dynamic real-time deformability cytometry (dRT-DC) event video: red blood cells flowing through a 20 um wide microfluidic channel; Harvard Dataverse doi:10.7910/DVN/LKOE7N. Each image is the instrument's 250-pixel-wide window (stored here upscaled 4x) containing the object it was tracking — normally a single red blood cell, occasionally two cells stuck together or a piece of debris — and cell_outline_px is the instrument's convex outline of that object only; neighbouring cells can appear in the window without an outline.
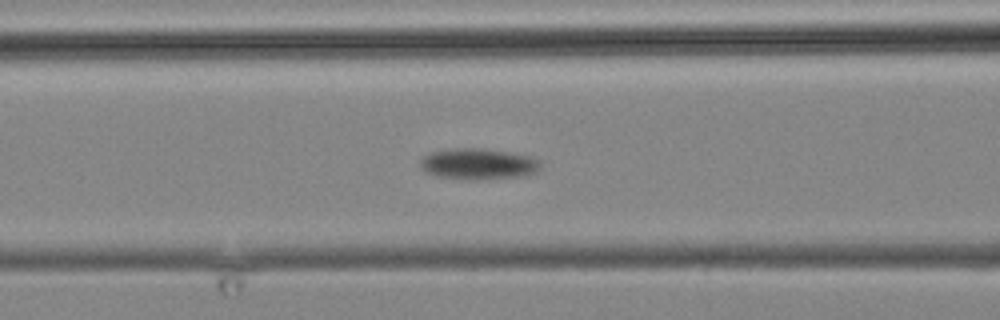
{"species": "common noctule bat (a hibernating species)", "species_latin": "Nyctalus noctula", "temperature_condition": "cold", "stored_images_in_passage": 20, "camera_frame_rate_fps": 3000, "um_per_image_px": 0.085, "animal": {"sex": "male", "body_mass_g": 19.2, "forearm_length_mm": 51.8}, "frame": {"image": 1, "passage_image": 15, "time_ms": 16.0, "image_size_px": [1000, 320], "cell_outline_px": [[540, 168], [532, 172], [520, 176], [476, 180], [436, 176], [420, 168], [420, 160], [424, 156], [432, 152], [448, 148], [484, 148], [532, 156], [540, 164]], "centroid_in_image_um": [40.6, 13.92], "position_along_channel_um": 126.0, "area_um2": 21.56}}
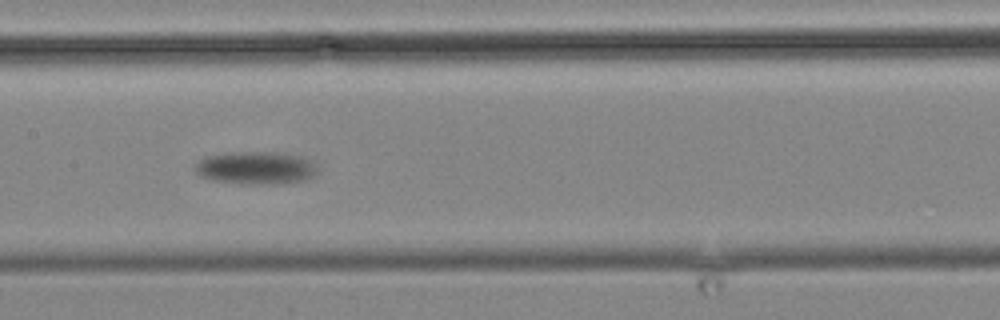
{"frame": {"image": 2, "passage_image": 17, "time_ms": 18.333, "image_size_px": [1000, 320], "cell_outline_px": [[316, 172], [312, 176], [304, 180], [280, 184], [244, 184], [212, 180], [200, 176], [192, 168], [204, 156], [232, 152], [272, 152], [300, 156], [308, 160], [312, 164]], "centroid_in_image_um": [21.66, 14.28], "position_along_channel_um": 185.7, "area_um2": 23.24}}
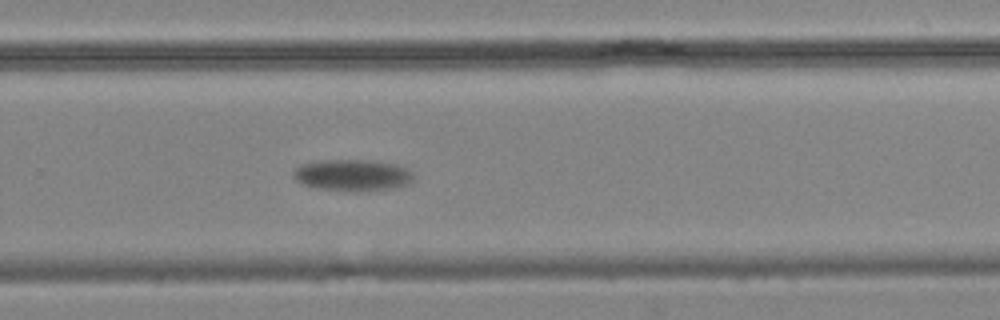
{"frame": {"image": 3, "passage_image": 20, "time_ms": 22.667, "image_size_px": [1000, 320], "cell_outline_px": [[412, 180], [404, 184], [392, 188], [316, 188], [304, 184], [296, 180], [292, 176], [292, 172], [300, 164], [324, 160], [376, 160], [400, 164], [408, 168], [412, 172]], "centroid_in_image_um": [29.95, 14.81], "position_along_channel_um": 299.9, "area_um2": 21.15}}